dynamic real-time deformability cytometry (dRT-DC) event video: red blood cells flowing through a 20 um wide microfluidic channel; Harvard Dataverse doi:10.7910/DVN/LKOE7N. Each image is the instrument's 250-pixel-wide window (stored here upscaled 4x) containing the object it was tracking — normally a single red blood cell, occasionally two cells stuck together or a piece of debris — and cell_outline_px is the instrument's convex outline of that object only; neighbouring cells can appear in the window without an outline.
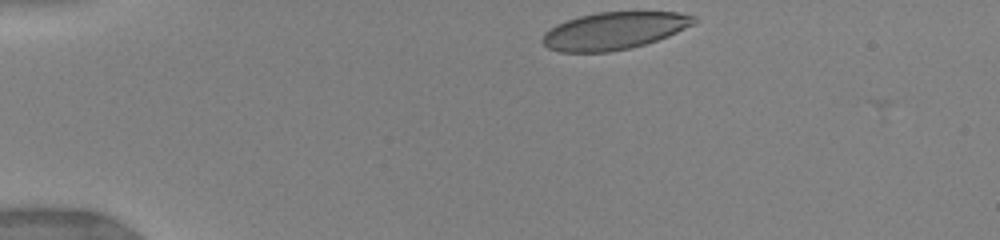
{"species": "human", "species_latin": "Homo sapiens", "temperature_condition": "warm", "stored_images_in_passage": 33, "camera_frame_rate_fps": 3000, "um_per_image_px": 0.085, "donor": {"sex": "female"}, "frame": {"image": 1, "passage_image": 1, "time_ms": 0.0, "image_size_px": [1000, 240], "cell_outline_px": [[696, 20], [692, 24], [668, 36], [644, 44], [628, 48], [608, 52], [560, 52], [548, 48], [540, 40], [544, 32], [556, 24], [580, 16], [600, 12], [680, 12], [696, 16]], "centroid_in_image_um": [52.15, 2.61], "position_along_channel_um": 32.8, "area_um2": 32.71}}
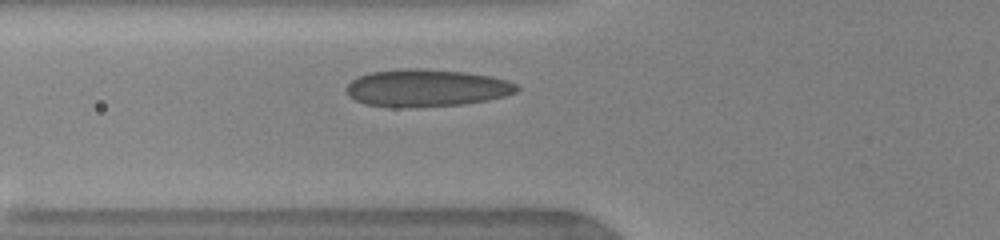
{"frame": {"image": 2, "passage_image": 8, "time_ms": 3.0, "image_size_px": [1000, 240], "cell_outline_px": [[520, 88], [516, 92], [504, 96], [488, 100], [464, 104], [416, 108], [392, 108], [364, 104], [356, 100], [348, 92], [348, 84], [352, 80], [368, 72], [408, 68], [416, 68], [464, 72], [488, 76], [508, 80], [516, 84]], "centroid_in_image_um": [36.26, 7.5], "position_along_channel_um": 89.5, "area_um2": 37.22}}
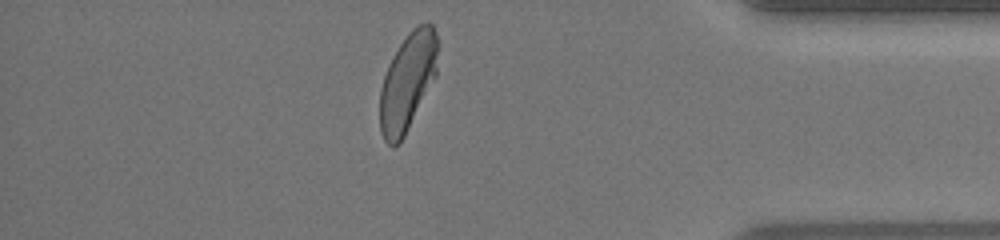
{"frame": {"image": 3, "passage_image": 28, "time_ms": 11.333, "image_size_px": [1000, 240], "cell_outline_px": [[436, 76], [400, 144], [392, 148], [384, 140], [380, 132], [380, 88], [388, 64], [392, 56], [408, 32], [412, 28], [428, 20], [432, 24], [436, 32]], "centroid_in_image_um": [34.62, 6.97], "position_along_channel_um": 400.6, "area_um2": 33.0}, "authors_computed_cell_mechanics": {"area_um2": 34.5066, "velocity_mm_per_s": 4.0306, "shape_relaxation_time_tau1_ms": 4.6655, "shape_relaxation_time_tau2_ms": null, "deformation_change_tau1": 0.1683, "deformation_change_tau2": null}}